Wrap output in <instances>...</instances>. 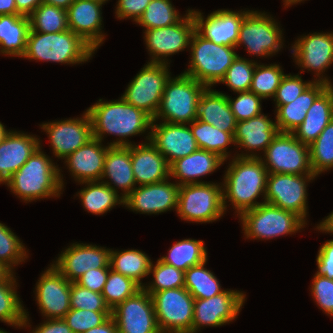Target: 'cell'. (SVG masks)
Returning <instances> with one entry per match:
<instances>
[{
  "label": "cell",
  "instance_id": "obj_28",
  "mask_svg": "<svg viewBox=\"0 0 333 333\" xmlns=\"http://www.w3.org/2000/svg\"><path fill=\"white\" fill-rule=\"evenodd\" d=\"M218 154L204 149H198L188 156L174 161L170 166V178L179 179V186L186 184L204 183L197 178L214 172L224 163ZM197 177V178H196Z\"/></svg>",
  "mask_w": 333,
  "mask_h": 333
},
{
  "label": "cell",
  "instance_id": "obj_66",
  "mask_svg": "<svg viewBox=\"0 0 333 333\" xmlns=\"http://www.w3.org/2000/svg\"><path fill=\"white\" fill-rule=\"evenodd\" d=\"M94 1H98V2H100V3H102V4H104V3H106V1H108V0H94Z\"/></svg>",
  "mask_w": 333,
  "mask_h": 333
},
{
  "label": "cell",
  "instance_id": "obj_5",
  "mask_svg": "<svg viewBox=\"0 0 333 333\" xmlns=\"http://www.w3.org/2000/svg\"><path fill=\"white\" fill-rule=\"evenodd\" d=\"M206 88V85L183 73L175 78L170 77L153 120L161 117L164 122L187 123L189 126L197 119L198 103Z\"/></svg>",
  "mask_w": 333,
  "mask_h": 333
},
{
  "label": "cell",
  "instance_id": "obj_39",
  "mask_svg": "<svg viewBox=\"0 0 333 333\" xmlns=\"http://www.w3.org/2000/svg\"><path fill=\"white\" fill-rule=\"evenodd\" d=\"M16 280L0 281V321L19 327L29 326L28 312L16 292Z\"/></svg>",
  "mask_w": 333,
  "mask_h": 333
},
{
  "label": "cell",
  "instance_id": "obj_10",
  "mask_svg": "<svg viewBox=\"0 0 333 333\" xmlns=\"http://www.w3.org/2000/svg\"><path fill=\"white\" fill-rule=\"evenodd\" d=\"M168 64L147 63L129 83L121 98L154 118L160 106L165 85L171 77Z\"/></svg>",
  "mask_w": 333,
  "mask_h": 333
},
{
  "label": "cell",
  "instance_id": "obj_31",
  "mask_svg": "<svg viewBox=\"0 0 333 333\" xmlns=\"http://www.w3.org/2000/svg\"><path fill=\"white\" fill-rule=\"evenodd\" d=\"M197 120L213 125L233 135L237 121L231 111L227 95L207 87L202 93L197 109Z\"/></svg>",
  "mask_w": 333,
  "mask_h": 333
},
{
  "label": "cell",
  "instance_id": "obj_35",
  "mask_svg": "<svg viewBox=\"0 0 333 333\" xmlns=\"http://www.w3.org/2000/svg\"><path fill=\"white\" fill-rule=\"evenodd\" d=\"M87 185L78 193L85 210L92 214L100 215L110 211L116 204H124V198L119 196L104 181H86L81 182Z\"/></svg>",
  "mask_w": 333,
  "mask_h": 333
},
{
  "label": "cell",
  "instance_id": "obj_18",
  "mask_svg": "<svg viewBox=\"0 0 333 333\" xmlns=\"http://www.w3.org/2000/svg\"><path fill=\"white\" fill-rule=\"evenodd\" d=\"M35 289L39 309L47 319H61L70 311L71 282L53 265L41 275Z\"/></svg>",
  "mask_w": 333,
  "mask_h": 333
},
{
  "label": "cell",
  "instance_id": "obj_65",
  "mask_svg": "<svg viewBox=\"0 0 333 333\" xmlns=\"http://www.w3.org/2000/svg\"><path fill=\"white\" fill-rule=\"evenodd\" d=\"M304 0H283L284 2V5L287 7V6H290L292 4H296V3H300Z\"/></svg>",
  "mask_w": 333,
  "mask_h": 333
},
{
  "label": "cell",
  "instance_id": "obj_23",
  "mask_svg": "<svg viewBox=\"0 0 333 333\" xmlns=\"http://www.w3.org/2000/svg\"><path fill=\"white\" fill-rule=\"evenodd\" d=\"M248 11L217 10L204 17L199 11L191 10L196 24V31L205 39L219 45L236 47L240 25Z\"/></svg>",
  "mask_w": 333,
  "mask_h": 333
},
{
  "label": "cell",
  "instance_id": "obj_44",
  "mask_svg": "<svg viewBox=\"0 0 333 333\" xmlns=\"http://www.w3.org/2000/svg\"><path fill=\"white\" fill-rule=\"evenodd\" d=\"M182 18L170 0H151L136 23L149 30L176 24Z\"/></svg>",
  "mask_w": 333,
  "mask_h": 333
},
{
  "label": "cell",
  "instance_id": "obj_64",
  "mask_svg": "<svg viewBox=\"0 0 333 333\" xmlns=\"http://www.w3.org/2000/svg\"><path fill=\"white\" fill-rule=\"evenodd\" d=\"M9 131L5 129L4 125L0 122V142L3 141L4 137Z\"/></svg>",
  "mask_w": 333,
  "mask_h": 333
},
{
  "label": "cell",
  "instance_id": "obj_40",
  "mask_svg": "<svg viewBox=\"0 0 333 333\" xmlns=\"http://www.w3.org/2000/svg\"><path fill=\"white\" fill-rule=\"evenodd\" d=\"M206 262L190 267L184 274V287L194 299H208L224 291L216 276L204 268Z\"/></svg>",
  "mask_w": 333,
  "mask_h": 333
},
{
  "label": "cell",
  "instance_id": "obj_36",
  "mask_svg": "<svg viewBox=\"0 0 333 333\" xmlns=\"http://www.w3.org/2000/svg\"><path fill=\"white\" fill-rule=\"evenodd\" d=\"M151 259L139 250L110 251V267L112 270L133 279L141 287V279L149 275Z\"/></svg>",
  "mask_w": 333,
  "mask_h": 333
},
{
  "label": "cell",
  "instance_id": "obj_9",
  "mask_svg": "<svg viewBox=\"0 0 333 333\" xmlns=\"http://www.w3.org/2000/svg\"><path fill=\"white\" fill-rule=\"evenodd\" d=\"M151 297L162 333H192L194 298L185 287L154 292Z\"/></svg>",
  "mask_w": 333,
  "mask_h": 333
},
{
  "label": "cell",
  "instance_id": "obj_49",
  "mask_svg": "<svg viewBox=\"0 0 333 333\" xmlns=\"http://www.w3.org/2000/svg\"><path fill=\"white\" fill-rule=\"evenodd\" d=\"M70 306L71 309L112 312L101 293L84 288L76 282L71 283Z\"/></svg>",
  "mask_w": 333,
  "mask_h": 333
},
{
  "label": "cell",
  "instance_id": "obj_41",
  "mask_svg": "<svg viewBox=\"0 0 333 333\" xmlns=\"http://www.w3.org/2000/svg\"><path fill=\"white\" fill-rule=\"evenodd\" d=\"M30 30L40 33H59L69 29L67 10L41 3L29 16Z\"/></svg>",
  "mask_w": 333,
  "mask_h": 333
},
{
  "label": "cell",
  "instance_id": "obj_16",
  "mask_svg": "<svg viewBox=\"0 0 333 333\" xmlns=\"http://www.w3.org/2000/svg\"><path fill=\"white\" fill-rule=\"evenodd\" d=\"M245 294L224 290L208 299H194L192 333L203 326H222L233 321L245 302Z\"/></svg>",
  "mask_w": 333,
  "mask_h": 333
},
{
  "label": "cell",
  "instance_id": "obj_7",
  "mask_svg": "<svg viewBox=\"0 0 333 333\" xmlns=\"http://www.w3.org/2000/svg\"><path fill=\"white\" fill-rule=\"evenodd\" d=\"M246 238L272 239L293 234L305 226V221L293 212L262 203L239 215Z\"/></svg>",
  "mask_w": 333,
  "mask_h": 333
},
{
  "label": "cell",
  "instance_id": "obj_19",
  "mask_svg": "<svg viewBox=\"0 0 333 333\" xmlns=\"http://www.w3.org/2000/svg\"><path fill=\"white\" fill-rule=\"evenodd\" d=\"M110 251L96 245L73 243L52 265L72 283L89 269L110 268Z\"/></svg>",
  "mask_w": 333,
  "mask_h": 333
},
{
  "label": "cell",
  "instance_id": "obj_4",
  "mask_svg": "<svg viewBox=\"0 0 333 333\" xmlns=\"http://www.w3.org/2000/svg\"><path fill=\"white\" fill-rule=\"evenodd\" d=\"M94 49L70 29L59 33L30 30L23 58L77 64L92 57Z\"/></svg>",
  "mask_w": 333,
  "mask_h": 333
},
{
  "label": "cell",
  "instance_id": "obj_12",
  "mask_svg": "<svg viewBox=\"0 0 333 333\" xmlns=\"http://www.w3.org/2000/svg\"><path fill=\"white\" fill-rule=\"evenodd\" d=\"M282 41V30L275 19L251 10L240 25L236 48L243 44L248 53L264 57L278 52L283 47Z\"/></svg>",
  "mask_w": 333,
  "mask_h": 333
},
{
  "label": "cell",
  "instance_id": "obj_24",
  "mask_svg": "<svg viewBox=\"0 0 333 333\" xmlns=\"http://www.w3.org/2000/svg\"><path fill=\"white\" fill-rule=\"evenodd\" d=\"M102 3L94 0H74L67 9L69 29L79 35L94 50L103 42Z\"/></svg>",
  "mask_w": 333,
  "mask_h": 333
},
{
  "label": "cell",
  "instance_id": "obj_8",
  "mask_svg": "<svg viewBox=\"0 0 333 333\" xmlns=\"http://www.w3.org/2000/svg\"><path fill=\"white\" fill-rule=\"evenodd\" d=\"M223 186L215 183H196L179 186L177 213L192 222H213L224 215Z\"/></svg>",
  "mask_w": 333,
  "mask_h": 333
},
{
  "label": "cell",
  "instance_id": "obj_34",
  "mask_svg": "<svg viewBox=\"0 0 333 333\" xmlns=\"http://www.w3.org/2000/svg\"><path fill=\"white\" fill-rule=\"evenodd\" d=\"M29 31L28 16L0 15V52L3 55L22 58L26 51Z\"/></svg>",
  "mask_w": 333,
  "mask_h": 333
},
{
  "label": "cell",
  "instance_id": "obj_57",
  "mask_svg": "<svg viewBox=\"0 0 333 333\" xmlns=\"http://www.w3.org/2000/svg\"><path fill=\"white\" fill-rule=\"evenodd\" d=\"M32 333H73L66 322L61 319H47Z\"/></svg>",
  "mask_w": 333,
  "mask_h": 333
},
{
  "label": "cell",
  "instance_id": "obj_54",
  "mask_svg": "<svg viewBox=\"0 0 333 333\" xmlns=\"http://www.w3.org/2000/svg\"><path fill=\"white\" fill-rule=\"evenodd\" d=\"M151 0H118L116 16L119 19L131 18L137 22Z\"/></svg>",
  "mask_w": 333,
  "mask_h": 333
},
{
  "label": "cell",
  "instance_id": "obj_63",
  "mask_svg": "<svg viewBox=\"0 0 333 333\" xmlns=\"http://www.w3.org/2000/svg\"><path fill=\"white\" fill-rule=\"evenodd\" d=\"M2 280H16L13 272L2 262H0V281Z\"/></svg>",
  "mask_w": 333,
  "mask_h": 333
},
{
  "label": "cell",
  "instance_id": "obj_2",
  "mask_svg": "<svg viewBox=\"0 0 333 333\" xmlns=\"http://www.w3.org/2000/svg\"><path fill=\"white\" fill-rule=\"evenodd\" d=\"M86 111L91 119L94 138L102 141L105 133L119 136L120 139L111 142L110 146L132 145L124 139L150 130L153 121L145 111L130 105L122 98L110 102L99 99Z\"/></svg>",
  "mask_w": 333,
  "mask_h": 333
},
{
  "label": "cell",
  "instance_id": "obj_47",
  "mask_svg": "<svg viewBox=\"0 0 333 333\" xmlns=\"http://www.w3.org/2000/svg\"><path fill=\"white\" fill-rule=\"evenodd\" d=\"M256 64L238 55L219 83H225L234 92L249 91Z\"/></svg>",
  "mask_w": 333,
  "mask_h": 333
},
{
  "label": "cell",
  "instance_id": "obj_30",
  "mask_svg": "<svg viewBox=\"0 0 333 333\" xmlns=\"http://www.w3.org/2000/svg\"><path fill=\"white\" fill-rule=\"evenodd\" d=\"M109 178L111 182L104 183L110 186L114 191L117 188L123 190L122 197L125 198L136 185L131 163V145L130 146H110L104 160V171L101 180ZM114 184V186H112Z\"/></svg>",
  "mask_w": 333,
  "mask_h": 333
},
{
  "label": "cell",
  "instance_id": "obj_42",
  "mask_svg": "<svg viewBox=\"0 0 333 333\" xmlns=\"http://www.w3.org/2000/svg\"><path fill=\"white\" fill-rule=\"evenodd\" d=\"M310 166L315 176L333 168V119L309 145Z\"/></svg>",
  "mask_w": 333,
  "mask_h": 333
},
{
  "label": "cell",
  "instance_id": "obj_48",
  "mask_svg": "<svg viewBox=\"0 0 333 333\" xmlns=\"http://www.w3.org/2000/svg\"><path fill=\"white\" fill-rule=\"evenodd\" d=\"M27 251L23 243L6 225L0 223V262L12 272L16 264L27 258Z\"/></svg>",
  "mask_w": 333,
  "mask_h": 333
},
{
  "label": "cell",
  "instance_id": "obj_3",
  "mask_svg": "<svg viewBox=\"0 0 333 333\" xmlns=\"http://www.w3.org/2000/svg\"><path fill=\"white\" fill-rule=\"evenodd\" d=\"M41 146L35 150L25 164L5 183L13 194L24 202L47 197H59L62 190L63 175Z\"/></svg>",
  "mask_w": 333,
  "mask_h": 333
},
{
  "label": "cell",
  "instance_id": "obj_20",
  "mask_svg": "<svg viewBox=\"0 0 333 333\" xmlns=\"http://www.w3.org/2000/svg\"><path fill=\"white\" fill-rule=\"evenodd\" d=\"M292 51L301 70L305 68L316 72L319 79L315 82L333 85L327 77H320L333 63V33H312L298 38L292 46Z\"/></svg>",
  "mask_w": 333,
  "mask_h": 333
},
{
  "label": "cell",
  "instance_id": "obj_45",
  "mask_svg": "<svg viewBox=\"0 0 333 333\" xmlns=\"http://www.w3.org/2000/svg\"><path fill=\"white\" fill-rule=\"evenodd\" d=\"M284 76L282 68L277 64H256L249 91L262 99L274 98Z\"/></svg>",
  "mask_w": 333,
  "mask_h": 333
},
{
  "label": "cell",
  "instance_id": "obj_29",
  "mask_svg": "<svg viewBox=\"0 0 333 333\" xmlns=\"http://www.w3.org/2000/svg\"><path fill=\"white\" fill-rule=\"evenodd\" d=\"M333 119V86H328L313 102L304 121L292 132L303 144L311 145Z\"/></svg>",
  "mask_w": 333,
  "mask_h": 333
},
{
  "label": "cell",
  "instance_id": "obj_62",
  "mask_svg": "<svg viewBox=\"0 0 333 333\" xmlns=\"http://www.w3.org/2000/svg\"><path fill=\"white\" fill-rule=\"evenodd\" d=\"M74 0H42L43 3L67 10Z\"/></svg>",
  "mask_w": 333,
  "mask_h": 333
},
{
  "label": "cell",
  "instance_id": "obj_51",
  "mask_svg": "<svg viewBox=\"0 0 333 333\" xmlns=\"http://www.w3.org/2000/svg\"><path fill=\"white\" fill-rule=\"evenodd\" d=\"M236 93L239 94L236 99H231L228 95L227 99L237 122L247 120L261 114V97L251 91Z\"/></svg>",
  "mask_w": 333,
  "mask_h": 333
},
{
  "label": "cell",
  "instance_id": "obj_53",
  "mask_svg": "<svg viewBox=\"0 0 333 333\" xmlns=\"http://www.w3.org/2000/svg\"><path fill=\"white\" fill-rule=\"evenodd\" d=\"M312 281L311 294L315 302L327 315L333 317V280L315 274Z\"/></svg>",
  "mask_w": 333,
  "mask_h": 333
},
{
  "label": "cell",
  "instance_id": "obj_50",
  "mask_svg": "<svg viewBox=\"0 0 333 333\" xmlns=\"http://www.w3.org/2000/svg\"><path fill=\"white\" fill-rule=\"evenodd\" d=\"M112 312H94L81 309H70L63 317L73 333H84L104 323Z\"/></svg>",
  "mask_w": 333,
  "mask_h": 333
},
{
  "label": "cell",
  "instance_id": "obj_11",
  "mask_svg": "<svg viewBox=\"0 0 333 333\" xmlns=\"http://www.w3.org/2000/svg\"><path fill=\"white\" fill-rule=\"evenodd\" d=\"M262 162L268 173L313 174L310 166L309 146L292 133L279 132L264 151Z\"/></svg>",
  "mask_w": 333,
  "mask_h": 333
},
{
  "label": "cell",
  "instance_id": "obj_21",
  "mask_svg": "<svg viewBox=\"0 0 333 333\" xmlns=\"http://www.w3.org/2000/svg\"><path fill=\"white\" fill-rule=\"evenodd\" d=\"M149 134L146 137L147 141H150L165 157L169 166L199 149L191 128L186 124L168 122L155 124L153 120Z\"/></svg>",
  "mask_w": 333,
  "mask_h": 333
},
{
  "label": "cell",
  "instance_id": "obj_38",
  "mask_svg": "<svg viewBox=\"0 0 333 333\" xmlns=\"http://www.w3.org/2000/svg\"><path fill=\"white\" fill-rule=\"evenodd\" d=\"M159 259L185 272L190 267L206 261L207 251L203 241L184 239L172 245L168 256Z\"/></svg>",
  "mask_w": 333,
  "mask_h": 333
},
{
  "label": "cell",
  "instance_id": "obj_60",
  "mask_svg": "<svg viewBox=\"0 0 333 333\" xmlns=\"http://www.w3.org/2000/svg\"><path fill=\"white\" fill-rule=\"evenodd\" d=\"M17 12L15 0H0V15H14Z\"/></svg>",
  "mask_w": 333,
  "mask_h": 333
},
{
  "label": "cell",
  "instance_id": "obj_46",
  "mask_svg": "<svg viewBox=\"0 0 333 333\" xmlns=\"http://www.w3.org/2000/svg\"><path fill=\"white\" fill-rule=\"evenodd\" d=\"M151 273H153L154 278L152 284L142 287L150 295L165 289L184 287L185 272L162 262L160 259L157 260L155 265L153 262L151 263L149 274Z\"/></svg>",
  "mask_w": 333,
  "mask_h": 333
},
{
  "label": "cell",
  "instance_id": "obj_22",
  "mask_svg": "<svg viewBox=\"0 0 333 333\" xmlns=\"http://www.w3.org/2000/svg\"><path fill=\"white\" fill-rule=\"evenodd\" d=\"M179 185L165 180L160 183L139 185L125 198V207L142 214H159L178 207Z\"/></svg>",
  "mask_w": 333,
  "mask_h": 333
},
{
  "label": "cell",
  "instance_id": "obj_59",
  "mask_svg": "<svg viewBox=\"0 0 333 333\" xmlns=\"http://www.w3.org/2000/svg\"><path fill=\"white\" fill-rule=\"evenodd\" d=\"M84 333H118V328L115 319L111 315L104 323Z\"/></svg>",
  "mask_w": 333,
  "mask_h": 333
},
{
  "label": "cell",
  "instance_id": "obj_58",
  "mask_svg": "<svg viewBox=\"0 0 333 333\" xmlns=\"http://www.w3.org/2000/svg\"><path fill=\"white\" fill-rule=\"evenodd\" d=\"M17 12L23 16H29L41 3L42 0H15Z\"/></svg>",
  "mask_w": 333,
  "mask_h": 333
},
{
  "label": "cell",
  "instance_id": "obj_15",
  "mask_svg": "<svg viewBox=\"0 0 333 333\" xmlns=\"http://www.w3.org/2000/svg\"><path fill=\"white\" fill-rule=\"evenodd\" d=\"M118 333H162L151 295L143 288L112 309Z\"/></svg>",
  "mask_w": 333,
  "mask_h": 333
},
{
  "label": "cell",
  "instance_id": "obj_61",
  "mask_svg": "<svg viewBox=\"0 0 333 333\" xmlns=\"http://www.w3.org/2000/svg\"><path fill=\"white\" fill-rule=\"evenodd\" d=\"M317 229L322 232H329L333 234V212L326 217L320 224L317 226Z\"/></svg>",
  "mask_w": 333,
  "mask_h": 333
},
{
  "label": "cell",
  "instance_id": "obj_13",
  "mask_svg": "<svg viewBox=\"0 0 333 333\" xmlns=\"http://www.w3.org/2000/svg\"><path fill=\"white\" fill-rule=\"evenodd\" d=\"M314 174L269 173L267 177L265 203L277 206L300 216L306 222L307 182Z\"/></svg>",
  "mask_w": 333,
  "mask_h": 333
},
{
  "label": "cell",
  "instance_id": "obj_1",
  "mask_svg": "<svg viewBox=\"0 0 333 333\" xmlns=\"http://www.w3.org/2000/svg\"><path fill=\"white\" fill-rule=\"evenodd\" d=\"M268 174L262 159L256 153H241L235 156L224 175L222 185L224 210H227L226 199L232 203L238 216L265 203L255 200L261 193L265 200Z\"/></svg>",
  "mask_w": 333,
  "mask_h": 333
},
{
  "label": "cell",
  "instance_id": "obj_67",
  "mask_svg": "<svg viewBox=\"0 0 333 333\" xmlns=\"http://www.w3.org/2000/svg\"><path fill=\"white\" fill-rule=\"evenodd\" d=\"M0 333H8V332L0 329Z\"/></svg>",
  "mask_w": 333,
  "mask_h": 333
},
{
  "label": "cell",
  "instance_id": "obj_55",
  "mask_svg": "<svg viewBox=\"0 0 333 333\" xmlns=\"http://www.w3.org/2000/svg\"><path fill=\"white\" fill-rule=\"evenodd\" d=\"M110 268L89 269L76 283L91 291L101 293L106 283Z\"/></svg>",
  "mask_w": 333,
  "mask_h": 333
},
{
  "label": "cell",
  "instance_id": "obj_14",
  "mask_svg": "<svg viewBox=\"0 0 333 333\" xmlns=\"http://www.w3.org/2000/svg\"><path fill=\"white\" fill-rule=\"evenodd\" d=\"M176 24L145 30V43L155 63H168L167 56L190 46L196 24L191 10ZM164 58V59H163Z\"/></svg>",
  "mask_w": 333,
  "mask_h": 333
},
{
  "label": "cell",
  "instance_id": "obj_25",
  "mask_svg": "<svg viewBox=\"0 0 333 333\" xmlns=\"http://www.w3.org/2000/svg\"><path fill=\"white\" fill-rule=\"evenodd\" d=\"M33 135L9 131L0 142V184L5 183L40 146Z\"/></svg>",
  "mask_w": 333,
  "mask_h": 333
},
{
  "label": "cell",
  "instance_id": "obj_37",
  "mask_svg": "<svg viewBox=\"0 0 333 333\" xmlns=\"http://www.w3.org/2000/svg\"><path fill=\"white\" fill-rule=\"evenodd\" d=\"M189 125L199 149L216 153L226 161L229 155L227 146L231 143L235 144L232 133L222 131L197 119Z\"/></svg>",
  "mask_w": 333,
  "mask_h": 333
},
{
  "label": "cell",
  "instance_id": "obj_56",
  "mask_svg": "<svg viewBox=\"0 0 333 333\" xmlns=\"http://www.w3.org/2000/svg\"><path fill=\"white\" fill-rule=\"evenodd\" d=\"M318 271L316 274L323 275L333 280V240L327 242L319 248L316 258Z\"/></svg>",
  "mask_w": 333,
  "mask_h": 333
},
{
  "label": "cell",
  "instance_id": "obj_6",
  "mask_svg": "<svg viewBox=\"0 0 333 333\" xmlns=\"http://www.w3.org/2000/svg\"><path fill=\"white\" fill-rule=\"evenodd\" d=\"M189 47L192 57L188 70L183 74L207 87L219 83L238 56L234 51L236 47L216 44L197 31L193 33Z\"/></svg>",
  "mask_w": 333,
  "mask_h": 333
},
{
  "label": "cell",
  "instance_id": "obj_43",
  "mask_svg": "<svg viewBox=\"0 0 333 333\" xmlns=\"http://www.w3.org/2000/svg\"><path fill=\"white\" fill-rule=\"evenodd\" d=\"M142 287L133 279L114 271H110L101 294L106 304L112 310L125 299L135 295Z\"/></svg>",
  "mask_w": 333,
  "mask_h": 333
},
{
  "label": "cell",
  "instance_id": "obj_32",
  "mask_svg": "<svg viewBox=\"0 0 333 333\" xmlns=\"http://www.w3.org/2000/svg\"><path fill=\"white\" fill-rule=\"evenodd\" d=\"M278 133L276 123L261 113L237 122L234 141L240 148H247L249 151H265Z\"/></svg>",
  "mask_w": 333,
  "mask_h": 333
},
{
  "label": "cell",
  "instance_id": "obj_27",
  "mask_svg": "<svg viewBox=\"0 0 333 333\" xmlns=\"http://www.w3.org/2000/svg\"><path fill=\"white\" fill-rule=\"evenodd\" d=\"M102 141L90 139L82 147L65 158L69 171L80 184L86 181H101L104 171V160L109 147H103Z\"/></svg>",
  "mask_w": 333,
  "mask_h": 333
},
{
  "label": "cell",
  "instance_id": "obj_26",
  "mask_svg": "<svg viewBox=\"0 0 333 333\" xmlns=\"http://www.w3.org/2000/svg\"><path fill=\"white\" fill-rule=\"evenodd\" d=\"M131 145V163L136 184L147 185L163 182L170 177L165 157L150 142Z\"/></svg>",
  "mask_w": 333,
  "mask_h": 333
},
{
  "label": "cell",
  "instance_id": "obj_17",
  "mask_svg": "<svg viewBox=\"0 0 333 333\" xmlns=\"http://www.w3.org/2000/svg\"><path fill=\"white\" fill-rule=\"evenodd\" d=\"M83 117L49 123L41 128L49 135L52 151L59 159H65L93 138L91 119L86 111Z\"/></svg>",
  "mask_w": 333,
  "mask_h": 333
},
{
  "label": "cell",
  "instance_id": "obj_52",
  "mask_svg": "<svg viewBox=\"0 0 333 333\" xmlns=\"http://www.w3.org/2000/svg\"><path fill=\"white\" fill-rule=\"evenodd\" d=\"M311 83V81L303 82L299 75L285 74L274 96L276 105H285L293 102Z\"/></svg>",
  "mask_w": 333,
  "mask_h": 333
},
{
  "label": "cell",
  "instance_id": "obj_33",
  "mask_svg": "<svg viewBox=\"0 0 333 333\" xmlns=\"http://www.w3.org/2000/svg\"><path fill=\"white\" fill-rule=\"evenodd\" d=\"M328 87L322 82L312 83L293 101L285 105H276L275 123L279 132L292 133L306 117V113L315 99Z\"/></svg>",
  "mask_w": 333,
  "mask_h": 333
}]
</instances>
